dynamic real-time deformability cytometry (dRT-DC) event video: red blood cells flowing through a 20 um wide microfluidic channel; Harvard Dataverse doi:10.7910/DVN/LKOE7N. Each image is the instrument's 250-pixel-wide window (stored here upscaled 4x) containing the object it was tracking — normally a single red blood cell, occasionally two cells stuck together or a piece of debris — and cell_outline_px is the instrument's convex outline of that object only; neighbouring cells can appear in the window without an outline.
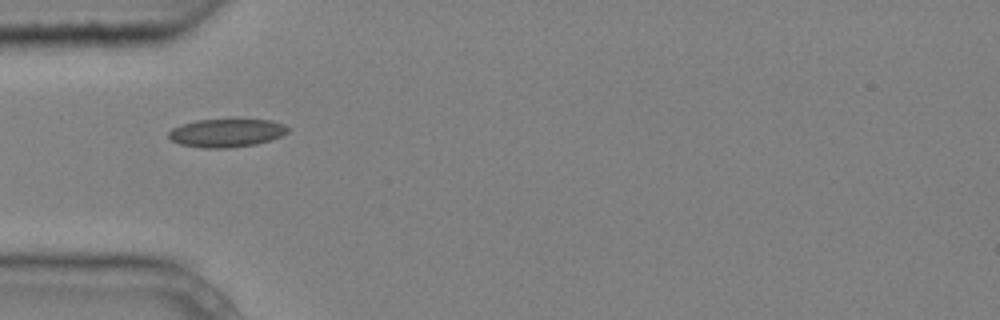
{"species": "common noctule bat (a hibernating species)", "species_latin": "Nyctalus noctula", "temperature_condition": "cold", "stored_images_in_passage": 5, "camera_frame_rate_fps": 3000, "um_per_image_px": 0.085, "animal": {"sex": "male", "body_mass_g": 20.4}, "frame": {"image": 1, "passage_image": 1, "time_ms": 0.0, "image_size_px": [1000, 320], "cell_outline_px": [[292, 128], [288, 132], [280, 136], [256, 144], [228, 148], [204, 148], [180, 144], [172, 140], [168, 136], [168, 132], [172, 128], [180, 124], [196, 120], [272, 120], [284, 124]], "centroid_in_image_um": [19.25, 11.29], "position_along_channel_um": 65.7, "area_um2": 19.59}}
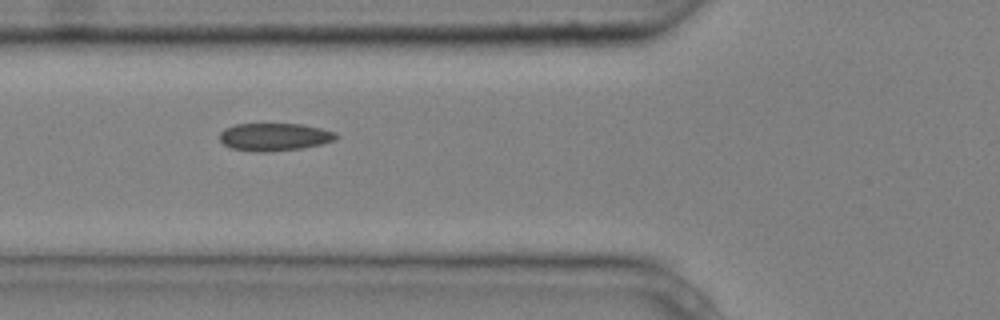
{"frame": {"image": 2, "passage_image": 2, "time_ms": 0.333, "image_size_px": [1000, 320], "cell_outline_px": [[340, 136], [336, 140], [320, 144], [300, 148], [268, 152], [256, 152], [232, 148], [224, 144], [220, 140], [220, 132], [224, 128], [236, 124], [300, 124], [320, 128], [336, 132]], "centroid_in_image_um": [23.33, 11.63], "position_along_channel_um": 102.5, "area_um2": 18.79}}